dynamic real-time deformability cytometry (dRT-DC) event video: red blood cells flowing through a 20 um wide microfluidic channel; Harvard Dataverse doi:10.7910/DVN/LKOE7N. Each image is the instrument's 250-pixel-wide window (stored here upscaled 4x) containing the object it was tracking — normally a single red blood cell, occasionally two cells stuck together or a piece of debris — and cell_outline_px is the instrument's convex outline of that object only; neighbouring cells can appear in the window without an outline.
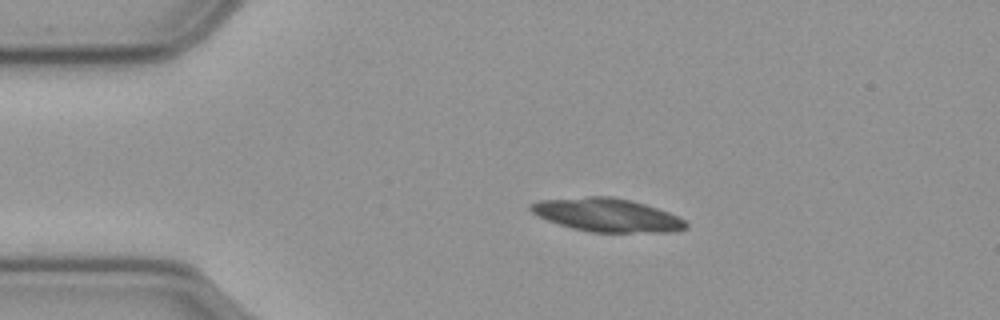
{"species": "common noctule bat (a hibernating species)", "species_latin": "Nyctalus noctula", "temperature_condition": "cold", "stored_images_in_passage": 47, "camera_frame_rate_fps": 3000, "um_per_image_px": 0.085, "animal": {"sex": "male", "body_mass_g": 23.1, "forearm_length_mm": 52.7}, "frame": {"image": 1, "passage_image": 1, "time_ms": 0.0, "image_size_px": [1000, 320], "cell_outline_px": [[688, 228], [676, 232], [592, 232], [572, 228], [548, 220], [532, 212], [528, 208], [528, 204], [540, 200], [588, 196], [612, 196], [632, 200], [668, 212], [684, 220], [688, 224]], "centroid_in_image_um": [51.61, 18.27], "position_along_channel_um": 33.4, "area_um2": 30.11}}